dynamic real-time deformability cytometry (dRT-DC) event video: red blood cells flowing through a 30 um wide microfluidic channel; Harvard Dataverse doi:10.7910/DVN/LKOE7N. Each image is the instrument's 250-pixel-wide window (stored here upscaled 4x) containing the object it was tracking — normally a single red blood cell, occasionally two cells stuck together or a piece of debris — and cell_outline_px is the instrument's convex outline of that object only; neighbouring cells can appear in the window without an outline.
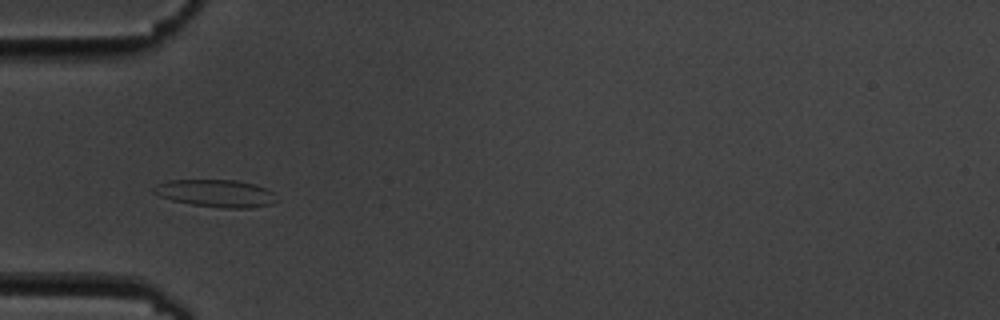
{"species": "common noctule bat (a hibernating species)", "species_latin": "Nyctalus noctula", "temperature_condition": "cold", "stored_images_in_passage": 5, "camera_frame_rate_fps": 3000, "um_per_image_px": 0.085, "animal": {"sex": "male", "body_mass_g": 19.5, "forearm_length_mm": 54.6}, "frame": {"image": 1, "passage_image": 4, "time_ms": 4.333, "image_size_px": [1000, 320], "cell_outline_px": [[280, 200], [272, 204], [252, 208], [220, 208], [192, 204], [172, 200], [160, 196], [152, 192], [152, 188], [156, 184], [168, 180], [236, 180], [268, 188]], "centroid_in_image_um": [18.38, 16.43], "position_along_channel_um": 66.6, "area_um2": 19.83}}